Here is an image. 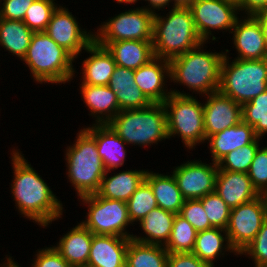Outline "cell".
<instances>
[{
	"mask_svg": "<svg viewBox=\"0 0 267 267\" xmlns=\"http://www.w3.org/2000/svg\"><path fill=\"white\" fill-rule=\"evenodd\" d=\"M260 138L226 154L217 164L219 170L247 173L260 147Z\"/></svg>",
	"mask_w": 267,
	"mask_h": 267,
	"instance_id": "34",
	"label": "cell"
},
{
	"mask_svg": "<svg viewBox=\"0 0 267 267\" xmlns=\"http://www.w3.org/2000/svg\"><path fill=\"white\" fill-rule=\"evenodd\" d=\"M215 191L230 208L261 196L247 173L227 170H218Z\"/></svg>",
	"mask_w": 267,
	"mask_h": 267,
	"instance_id": "18",
	"label": "cell"
},
{
	"mask_svg": "<svg viewBox=\"0 0 267 267\" xmlns=\"http://www.w3.org/2000/svg\"><path fill=\"white\" fill-rule=\"evenodd\" d=\"M256 138L254 128L243 121L209 136L206 141L209 142L211 161L218 163L229 152L252 143Z\"/></svg>",
	"mask_w": 267,
	"mask_h": 267,
	"instance_id": "23",
	"label": "cell"
},
{
	"mask_svg": "<svg viewBox=\"0 0 267 267\" xmlns=\"http://www.w3.org/2000/svg\"><path fill=\"white\" fill-rule=\"evenodd\" d=\"M137 1H139V0H116V2L117 3H119V4H122V3H124V4H135Z\"/></svg>",
	"mask_w": 267,
	"mask_h": 267,
	"instance_id": "51",
	"label": "cell"
},
{
	"mask_svg": "<svg viewBox=\"0 0 267 267\" xmlns=\"http://www.w3.org/2000/svg\"><path fill=\"white\" fill-rule=\"evenodd\" d=\"M55 0H35L25 13L24 24L33 32H44L53 12L58 7Z\"/></svg>",
	"mask_w": 267,
	"mask_h": 267,
	"instance_id": "36",
	"label": "cell"
},
{
	"mask_svg": "<svg viewBox=\"0 0 267 267\" xmlns=\"http://www.w3.org/2000/svg\"><path fill=\"white\" fill-rule=\"evenodd\" d=\"M130 238L93 234L86 267H125Z\"/></svg>",
	"mask_w": 267,
	"mask_h": 267,
	"instance_id": "20",
	"label": "cell"
},
{
	"mask_svg": "<svg viewBox=\"0 0 267 267\" xmlns=\"http://www.w3.org/2000/svg\"><path fill=\"white\" fill-rule=\"evenodd\" d=\"M204 130L206 139L242 121V106L232 98L216 91L204 96Z\"/></svg>",
	"mask_w": 267,
	"mask_h": 267,
	"instance_id": "15",
	"label": "cell"
},
{
	"mask_svg": "<svg viewBox=\"0 0 267 267\" xmlns=\"http://www.w3.org/2000/svg\"><path fill=\"white\" fill-rule=\"evenodd\" d=\"M263 197V200L265 202V207H266V213H267V189L261 194Z\"/></svg>",
	"mask_w": 267,
	"mask_h": 267,
	"instance_id": "52",
	"label": "cell"
},
{
	"mask_svg": "<svg viewBox=\"0 0 267 267\" xmlns=\"http://www.w3.org/2000/svg\"><path fill=\"white\" fill-rule=\"evenodd\" d=\"M177 6H188L192 0H173Z\"/></svg>",
	"mask_w": 267,
	"mask_h": 267,
	"instance_id": "49",
	"label": "cell"
},
{
	"mask_svg": "<svg viewBox=\"0 0 267 267\" xmlns=\"http://www.w3.org/2000/svg\"><path fill=\"white\" fill-rule=\"evenodd\" d=\"M197 231L179 214L175 215L170 238L164 246L169 253H192Z\"/></svg>",
	"mask_w": 267,
	"mask_h": 267,
	"instance_id": "32",
	"label": "cell"
},
{
	"mask_svg": "<svg viewBox=\"0 0 267 267\" xmlns=\"http://www.w3.org/2000/svg\"><path fill=\"white\" fill-rule=\"evenodd\" d=\"M190 8L195 28L203 42L216 40L211 30H226L231 32L239 18V6L226 0H192Z\"/></svg>",
	"mask_w": 267,
	"mask_h": 267,
	"instance_id": "11",
	"label": "cell"
},
{
	"mask_svg": "<svg viewBox=\"0 0 267 267\" xmlns=\"http://www.w3.org/2000/svg\"><path fill=\"white\" fill-rule=\"evenodd\" d=\"M168 254L164 246L142 243L130 238L125 267H167Z\"/></svg>",
	"mask_w": 267,
	"mask_h": 267,
	"instance_id": "30",
	"label": "cell"
},
{
	"mask_svg": "<svg viewBox=\"0 0 267 267\" xmlns=\"http://www.w3.org/2000/svg\"><path fill=\"white\" fill-rule=\"evenodd\" d=\"M108 125L127 145L146 148L169 139L167 114L163 103H151L145 108L119 111Z\"/></svg>",
	"mask_w": 267,
	"mask_h": 267,
	"instance_id": "5",
	"label": "cell"
},
{
	"mask_svg": "<svg viewBox=\"0 0 267 267\" xmlns=\"http://www.w3.org/2000/svg\"><path fill=\"white\" fill-rule=\"evenodd\" d=\"M33 33L23 21L0 18V45L21 61L26 55Z\"/></svg>",
	"mask_w": 267,
	"mask_h": 267,
	"instance_id": "31",
	"label": "cell"
},
{
	"mask_svg": "<svg viewBox=\"0 0 267 267\" xmlns=\"http://www.w3.org/2000/svg\"><path fill=\"white\" fill-rule=\"evenodd\" d=\"M266 218V207L262 196L231 208L226 232L229 243L237 254L256 237Z\"/></svg>",
	"mask_w": 267,
	"mask_h": 267,
	"instance_id": "12",
	"label": "cell"
},
{
	"mask_svg": "<svg viewBox=\"0 0 267 267\" xmlns=\"http://www.w3.org/2000/svg\"><path fill=\"white\" fill-rule=\"evenodd\" d=\"M78 199L88 209L87 218L81 223L93 234L132 238L134 234L126 231L128 225L132 224L127 202L103 198L97 193Z\"/></svg>",
	"mask_w": 267,
	"mask_h": 267,
	"instance_id": "9",
	"label": "cell"
},
{
	"mask_svg": "<svg viewBox=\"0 0 267 267\" xmlns=\"http://www.w3.org/2000/svg\"><path fill=\"white\" fill-rule=\"evenodd\" d=\"M175 213L160 207L152 209L138 224L145 236L133 235L138 242L165 246L170 238Z\"/></svg>",
	"mask_w": 267,
	"mask_h": 267,
	"instance_id": "26",
	"label": "cell"
},
{
	"mask_svg": "<svg viewBox=\"0 0 267 267\" xmlns=\"http://www.w3.org/2000/svg\"><path fill=\"white\" fill-rule=\"evenodd\" d=\"M167 267H213L193 253H169Z\"/></svg>",
	"mask_w": 267,
	"mask_h": 267,
	"instance_id": "44",
	"label": "cell"
},
{
	"mask_svg": "<svg viewBox=\"0 0 267 267\" xmlns=\"http://www.w3.org/2000/svg\"><path fill=\"white\" fill-rule=\"evenodd\" d=\"M204 44L207 43L203 42L169 60L171 82L182 84L202 96L218 91L221 63L225 55L223 51H204Z\"/></svg>",
	"mask_w": 267,
	"mask_h": 267,
	"instance_id": "3",
	"label": "cell"
},
{
	"mask_svg": "<svg viewBox=\"0 0 267 267\" xmlns=\"http://www.w3.org/2000/svg\"><path fill=\"white\" fill-rule=\"evenodd\" d=\"M199 160L183 162L172 172L185 200L200 199L215 191L218 164H207Z\"/></svg>",
	"mask_w": 267,
	"mask_h": 267,
	"instance_id": "14",
	"label": "cell"
},
{
	"mask_svg": "<svg viewBox=\"0 0 267 267\" xmlns=\"http://www.w3.org/2000/svg\"><path fill=\"white\" fill-rule=\"evenodd\" d=\"M108 86L110 89L138 87L134 79V70L122 66H116Z\"/></svg>",
	"mask_w": 267,
	"mask_h": 267,
	"instance_id": "45",
	"label": "cell"
},
{
	"mask_svg": "<svg viewBox=\"0 0 267 267\" xmlns=\"http://www.w3.org/2000/svg\"><path fill=\"white\" fill-rule=\"evenodd\" d=\"M242 121L254 128L257 137L267 133V90L242 105Z\"/></svg>",
	"mask_w": 267,
	"mask_h": 267,
	"instance_id": "33",
	"label": "cell"
},
{
	"mask_svg": "<svg viewBox=\"0 0 267 267\" xmlns=\"http://www.w3.org/2000/svg\"><path fill=\"white\" fill-rule=\"evenodd\" d=\"M91 54L82 61V83L88 85H108L117 66L111 52L93 40L85 49Z\"/></svg>",
	"mask_w": 267,
	"mask_h": 267,
	"instance_id": "21",
	"label": "cell"
},
{
	"mask_svg": "<svg viewBox=\"0 0 267 267\" xmlns=\"http://www.w3.org/2000/svg\"><path fill=\"white\" fill-rule=\"evenodd\" d=\"M188 6H176L165 16L157 12L153 20L154 56L170 60L202 44Z\"/></svg>",
	"mask_w": 267,
	"mask_h": 267,
	"instance_id": "2",
	"label": "cell"
},
{
	"mask_svg": "<svg viewBox=\"0 0 267 267\" xmlns=\"http://www.w3.org/2000/svg\"><path fill=\"white\" fill-rule=\"evenodd\" d=\"M146 172L131 169L108 176L110 171H106L97 194L103 198L127 202L145 180Z\"/></svg>",
	"mask_w": 267,
	"mask_h": 267,
	"instance_id": "25",
	"label": "cell"
},
{
	"mask_svg": "<svg viewBox=\"0 0 267 267\" xmlns=\"http://www.w3.org/2000/svg\"><path fill=\"white\" fill-rule=\"evenodd\" d=\"M239 11H244L247 16H254L267 11V0H242Z\"/></svg>",
	"mask_w": 267,
	"mask_h": 267,
	"instance_id": "46",
	"label": "cell"
},
{
	"mask_svg": "<svg viewBox=\"0 0 267 267\" xmlns=\"http://www.w3.org/2000/svg\"><path fill=\"white\" fill-rule=\"evenodd\" d=\"M32 267H72L54 248V246L38 249Z\"/></svg>",
	"mask_w": 267,
	"mask_h": 267,
	"instance_id": "43",
	"label": "cell"
},
{
	"mask_svg": "<svg viewBox=\"0 0 267 267\" xmlns=\"http://www.w3.org/2000/svg\"><path fill=\"white\" fill-rule=\"evenodd\" d=\"M93 233L81 222L63 235L54 248L72 267H86Z\"/></svg>",
	"mask_w": 267,
	"mask_h": 267,
	"instance_id": "22",
	"label": "cell"
},
{
	"mask_svg": "<svg viewBox=\"0 0 267 267\" xmlns=\"http://www.w3.org/2000/svg\"><path fill=\"white\" fill-rule=\"evenodd\" d=\"M145 181L151 186L158 207L179 214L185 199L172 173L163 175L147 170Z\"/></svg>",
	"mask_w": 267,
	"mask_h": 267,
	"instance_id": "28",
	"label": "cell"
},
{
	"mask_svg": "<svg viewBox=\"0 0 267 267\" xmlns=\"http://www.w3.org/2000/svg\"><path fill=\"white\" fill-rule=\"evenodd\" d=\"M224 250L238 255L229 243L226 230L221 228H211L197 232L192 253L200 260L215 267L214 261L216 258L219 259V256L221 258V256L225 254Z\"/></svg>",
	"mask_w": 267,
	"mask_h": 267,
	"instance_id": "29",
	"label": "cell"
},
{
	"mask_svg": "<svg viewBox=\"0 0 267 267\" xmlns=\"http://www.w3.org/2000/svg\"><path fill=\"white\" fill-rule=\"evenodd\" d=\"M144 1H148V6L144 7V9L151 11L155 14V10L157 9L158 11L162 10V8L164 9L166 6H169V3L172 2L171 4H173L172 7H176L177 5L175 3H173V0H144Z\"/></svg>",
	"mask_w": 267,
	"mask_h": 267,
	"instance_id": "47",
	"label": "cell"
},
{
	"mask_svg": "<svg viewBox=\"0 0 267 267\" xmlns=\"http://www.w3.org/2000/svg\"><path fill=\"white\" fill-rule=\"evenodd\" d=\"M226 1H230V2H232V3H234V4H236V5H240L241 4V2H242V0H226Z\"/></svg>",
	"mask_w": 267,
	"mask_h": 267,
	"instance_id": "54",
	"label": "cell"
},
{
	"mask_svg": "<svg viewBox=\"0 0 267 267\" xmlns=\"http://www.w3.org/2000/svg\"><path fill=\"white\" fill-rule=\"evenodd\" d=\"M163 102L167 114L168 138L181 137L189 150L206 141L203 103L184 91L172 90ZM183 92V93H182Z\"/></svg>",
	"mask_w": 267,
	"mask_h": 267,
	"instance_id": "8",
	"label": "cell"
},
{
	"mask_svg": "<svg viewBox=\"0 0 267 267\" xmlns=\"http://www.w3.org/2000/svg\"><path fill=\"white\" fill-rule=\"evenodd\" d=\"M109 19L94 32V40L101 46L107 47L111 42L120 40L153 39L154 13L143 7L129 9Z\"/></svg>",
	"mask_w": 267,
	"mask_h": 267,
	"instance_id": "10",
	"label": "cell"
},
{
	"mask_svg": "<svg viewBox=\"0 0 267 267\" xmlns=\"http://www.w3.org/2000/svg\"><path fill=\"white\" fill-rule=\"evenodd\" d=\"M221 63L218 91L241 106L267 90V58L255 60L233 59L227 56Z\"/></svg>",
	"mask_w": 267,
	"mask_h": 267,
	"instance_id": "6",
	"label": "cell"
},
{
	"mask_svg": "<svg viewBox=\"0 0 267 267\" xmlns=\"http://www.w3.org/2000/svg\"><path fill=\"white\" fill-rule=\"evenodd\" d=\"M210 225L213 228L226 230L229 223L231 208L217 194L216 191L208 193L200 198Z\"/></svg>",
	"mask_w": 267,
	"mask_h": 267,
	"instance_id": "37",
	"label": "cell"
},
{
	"mask_svg": "<svg viewBox=\"0 0 267 267\" xmlns=\"http://www.w3.org/2000/svg\"><path fill=\"white\" fill-rule=\"evenodd\" d=\"M96 142L100 158L107 171L118 169L126 161V142L108 124H92L83 128Z\"/></svg>",
	"mask_w": 267,
	"mask_h": 267,
	"instance_id": "19",
	"label": "cell"
},
{
	"mask_svg": "<svg viewBox=\"0 0 267 267\" xmlns=\"http://www.w3.org/2000/svg\"><path fill=\"white\" fill-rule=\"evenodd\" d=\"M16 267H21L20 266V264L18 265V263L16 264V262L14 261V258L12 259V256H10L9 255V257L8 256H6Z\"/></svg>",
	"mask_w": 267,
	"mask_h": 267,
	"instance_id": "53",
	"label": "cell"
},
{
	"mask_svg": "<svg viewBox=\"0 0 267 267\" xmlns=\"http://www.w3.org/2000/svg\"><path fill=\"white\" fill-rule=\"evenodd\" d=\"M128 215L132 225L141 221L148 213L158 207L151 186L144 180L127 201Z\"/></svg>",
	"mask_w": 267,
	"mask_h": 267,
	"instance_id": "35",
	"label": "cell"
},
{
	"mask_svg": "<svg viewBox=\"0 0 267 267\" xmlns=\"http://www.w3.org/2000/svg\"><path fill=\"white\" fill-rule=\"evenodd\" d=\"M254 17L258 20V22L262 28V32H263V35L265 37V43L267 46V11L262 12V13H258L256 15H254Z\"/></svg>",
	"mask_w": 267,
	"mask_h": 267,
	"instance_id": "48",
	"label": "cell"
},
{
	"mask_svg": "<svg viewBox=\"0 0 267 267\" xmlns=\"http://www.w3.org/2000/svg\"><path fill=\"white\" fill-rule=\"evenodd\" d=\"M35 82L65 85L75 76V57L45 32H34L23 60Z\"/></svg>",
	"mask_w": 267,
	"mask_h": 267,
	"instance_id": "4",
	"label": "cell"
},
{
	"mask_svg": "<svg viewBox=\"0 0 267 267\" xmlns=\"http://www.w3.org/2000/svg\"><path fill=\"white\" fill-rule=\"evenodd\" d=\"M254 260L255 267L267 265V218L256 237L238 254Z\"/></svg>",
	"mask_w": 267,
	"mask_h": 267,
	"instance_id": "39",
	"label": "cell"
},
{
	"mask_svg": "<svg viewBox=\"0 0 267 267\" xmlns=\"http://www.w3.org/2000/svg\"><path fill=\"white\" fill-rule=\"evenodd\" d=\"M119 104V110H133L145 108L151 104L139 87L111 89Z\"/></svg>",
	"mask_w": 267,
	"mask_h": 267,
	"instance_id": "41",
	"label": "cell"
},
{
	"mask_svg": "<svg viewBox=\"0 0 267 267\" xmlns=\"http://www.w3.org/2000/svg\"><path fill=\"white\" fill-rule=\"evenodd\" d=\"M114 57L117 66L138 69L153 59L152 41L120 40L111 42L106 47Z\"/></svg>",
	"mask_w": 267,
	"mask_h": 267,
	"instance_id": "27",
	"label": "cell"
},
{
	"mask_svg": "<svg viewBox=\"0 0 267 267\" xmlns=\"http://www.w3.org/2000/svg\"><path fill=\"white\" fill-rule=\"evenodd\" d=\"M166 77L170 79V64L163 58L154 57L134 70L135 83L151 103H163L171 95Z\"/></svg>",
	"mask_w": 267,
	"mask_h": 267,
	"instance_id": "16",
	"label": "cell"
},
{
	"mask_svg": "<svg viewBox=\"0 0 267 267\" xmlns=\"http://www.w3.org/2000/svg\"><path fill=\"white\" fill-rule=\"evenodd\" d=\"M75 140L66 148L67 177L78 197L95 194L107 170L95 140L84 129H80Z\"/></svg>",
	"mask_w": 267,
	"mask_h": 267,
	"instance_id": "7",
	"label": "cell"
},
{
	"mask_svg": "<svg viewBox=\"0 0 267 267\" xmlns=\"http://www.w3.org/2000/svg\"><path fill=\"white\" fill-rule=\"evenodd\" d=\"M247 174L256 190L262 194L267 189V146L258 148Z\"/></svg>",
	"mask_w": 267,
	"mask_h": 267,
	"instance_id": "40",
	"label": "cell"
},
{
	"mask_svg": "<svg viewBox=\"0 0 267 267\" xmlns=\"http://www.w3.org/2000/svg\"><path fill=\"white\" fill-rule=\"evenodd\" d=\"M179 215L186 219L197 232L213 228L200 199L185 200Z\"/></svg>",
	"mask_w": 267,
	"mask_h": 267,
	"instance_id": "38",
	"label": "cell"
},
{
	"mask_svg": "<svg viewBox=\"0 0 267 267\" xmlns=\"http://www.w3.org/2000/svg\"><path fill=\"white\" fill-rule=\"evenodd\" d=\"M35 0H0V18L23 21L26 11Z\"/></svg>",
	"mask_w": 267,
	"mask_h": 267,
	"instance_id": "42",
	"label": "cell"
},
{
	"mask_svg": "<svg viewBox=\"0 0 267 267\" xmlns=\"http://www.w3.org/2000/svg\"><path fill=\"white\" fill-rule=\"evenodd\" d=\"M76 17L68 8L58 5L51 16L45 33L58 45L64 47L75 59L94 40V33L80 28Z\"/></svg>",
	"mask_w": 267,
	"mask_h": 267,
	"instance_id": "13",
	"label": "cell"
},
{
	"mask_svg": "<svg viewBox=\"0 0 267 267\" xmlns=\"http://www.w3.org/2000/svg\"><path fill=\"white\" fill-rule=\"evenodd\" d=\"M5 261L3 264H0L1 267H16L7 257Z\"/></svg>",
	"mask_w": 267,
	"mask_h": 267,
	"instance_id": "50",
	"label": "cell"
},
{
	"mask_svg": "<svg viewBox=\"0 0 267 267\" xmlns=\"http://www.w3.org/2000/svg\"><path fill=\"white\" fill-rule=\"evenodd\" d=\"M238 18L230 34L238 52L236 59L255 60L267 58V46L262 28L254 16ZM240 19V20H239Z\"/></svg>",
	"mask_w": 267,
	"mask_h": 267,
	"instance_id": "17",
	"label": "cell"
},
{
	"mask_svg": "<svg viewBox=\"0 0 267 267\" xmlns=\"http://www.w3.org/2000/svg\"><path fill=\"white\" fill-rule=\"evenodd\" d=\"M13 180L11 193L20 215L33 220L37 225L48 227L63 215V204L22 155L20 149L13 148Z\"/></svg>",
	"mask_w": 267,
	"mask_h": 267,
	"instance_id": "1",
	"label": "cell"
},
{
	"mask_svg": "<svg viewBox=\"0 0 267 267\" xmlns=\"http://www.w3.org/2000/svg\"><path fill=\"white\" fill-rule=\"evenodd\" d=\"M80 92L95 124H108L120 111L116 95L108 85L80 84Z\"/></svg>",
	"mask_w": 267,
	"mask_h": 267,
	"instance_id": "24",
	"label": "cell"
}]
</instances>
